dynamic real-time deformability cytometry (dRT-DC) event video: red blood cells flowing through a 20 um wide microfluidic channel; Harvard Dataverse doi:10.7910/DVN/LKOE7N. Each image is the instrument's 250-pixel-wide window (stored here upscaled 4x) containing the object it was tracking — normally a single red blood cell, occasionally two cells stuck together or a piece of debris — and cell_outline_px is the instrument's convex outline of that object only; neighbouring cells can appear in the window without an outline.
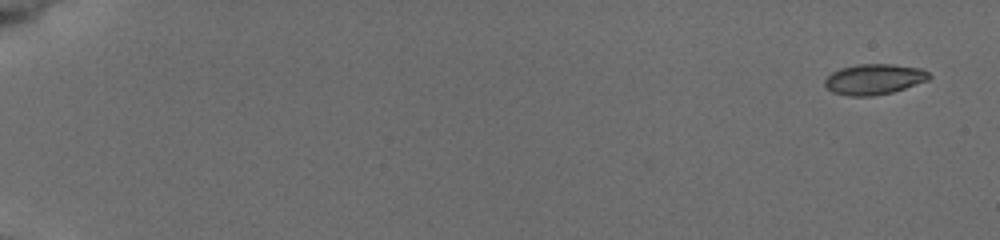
{"species": "common noctule bat (a hibernating species)", "species_latin": "Nyctalus noctula", "temperature_condition": "cold", "stored_images_in_passage": 7, "camera_frame_rate_fps": 3000, "um_per_image_px": 0.085, "animal": {"sex": "female", "body_mass_g": 19.5, "forearm_length_mm": 54.1}, "frame": {"image": 1, "passage_image": 1, "time_ms": 0.0, "image_size_px": [1000, 240], "cell_outline_px": [[932, 76], [928, 80], [892, 92], [872, 96], [848, 96], [832, 92], [824, 84], [824, 80], [832, 72], [840, 68], [856, 64], [892, 64], [924, 68]], "centroid_in_image_um": [74.3, 6.72], "position_along_channel_um": 10.7, "area_um2": 18.67}}
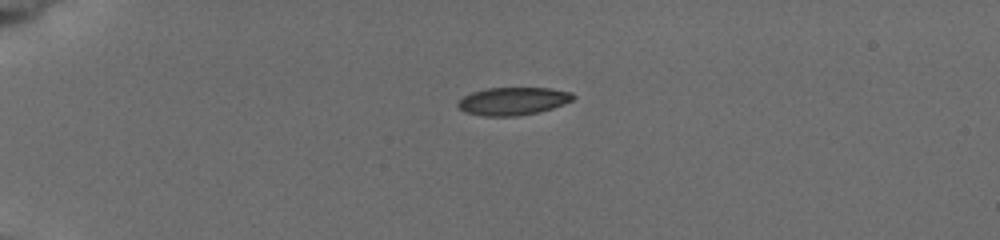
{"frame": {"image": 2, "passage_image": 5, "time_ms": 4.333, "image_size_px": [1000, 240], "cell_outline_px": [[576, 96], [572, 100], [564, 104], [552, 108], [536, 112], [516, 116], [484, 116], [464, 112], [456, 104], [464, 96], [472, 92], [488, 88], [552, 88], [572, 92]], "centroid_in_image_um": [43.62, 8.59], "position_along_channel_um": 41.4, "area_um2": 18.61}}
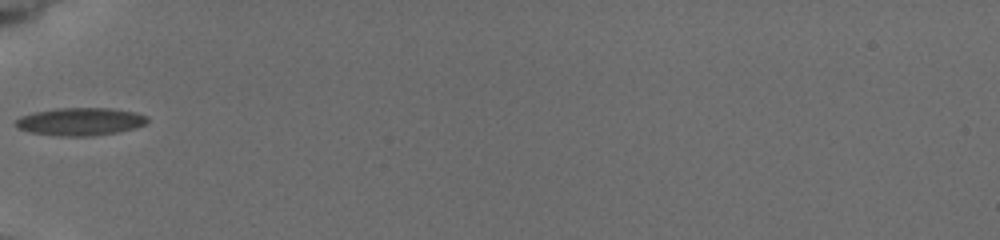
{"frame": {"image": 3, "passage_image": 7, "time_ms": 6.667, "image_size_px": [1000, 240], "cell_outline_px": [[148, 124], [136, 128], [116, 132], [92, 136], [60, 136], [32, 132], [16, 128], [16, 120], [20, 116], [32, 112], [56, 108], [112, 108], [136, 112], [148, 116]], "centroid_in_image_um": [6.86, 10.32], "position_along_channel_um": 78.1, "area_um2": 21.5}}